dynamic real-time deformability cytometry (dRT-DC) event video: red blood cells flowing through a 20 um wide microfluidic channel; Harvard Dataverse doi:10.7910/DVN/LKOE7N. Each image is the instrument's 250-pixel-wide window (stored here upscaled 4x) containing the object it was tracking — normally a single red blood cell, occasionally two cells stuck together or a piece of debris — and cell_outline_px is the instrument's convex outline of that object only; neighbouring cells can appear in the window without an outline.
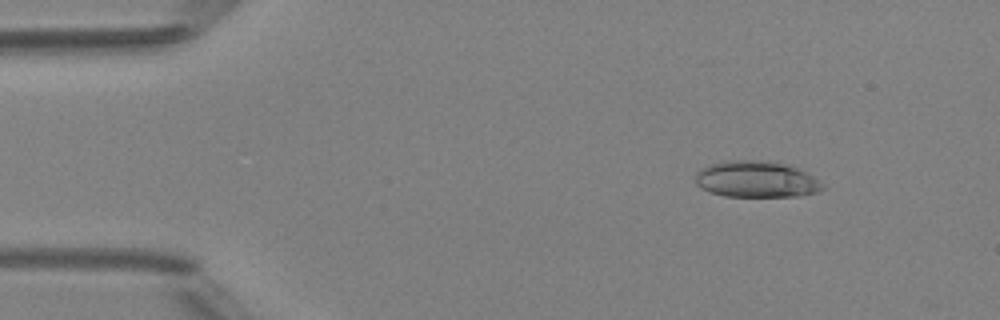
{"species": "Egyptian fruit bat (a non-hibernating species)", "species_latin": "Rousettus aegyptiacus", "temperature_condition": "room temperature", "stored_images_in_passage": 7, "camera_frame_rate_fps": 3000, "um_per_image_px": 0.085, "animal": {"sex": "female"}, "frame": {"image": 1, "passage_image": 1, "time_ms": 0.0, "image_size_px": [1000, 320], "cell_outline_px": [[824, 188], [820, 192], [800, 196], [724, 196], [708, 192], [700, 188], [696, 184], [696, 172], [700, 168], [708, 164], [728, 160], [764, 160], [784, 164], [796, 168], [820, 180], [824, 184]], "centroid_in_image_um": [64.26, 15.24], "position_along_channel_um": 20.7, "area_um2": 27.17}}